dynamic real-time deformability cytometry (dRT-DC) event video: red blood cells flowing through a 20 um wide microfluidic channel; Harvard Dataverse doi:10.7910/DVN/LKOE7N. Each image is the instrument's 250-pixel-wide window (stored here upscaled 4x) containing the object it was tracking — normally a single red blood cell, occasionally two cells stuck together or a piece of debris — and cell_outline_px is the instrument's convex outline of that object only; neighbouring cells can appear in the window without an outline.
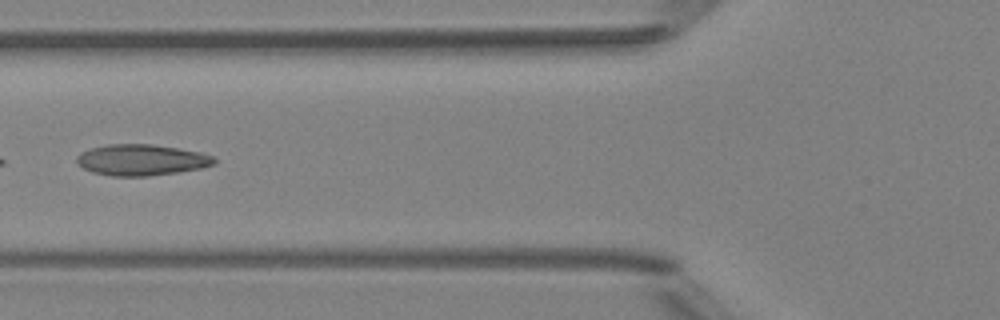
{"species": "Egyptian fruit bat (a non-hibernating species)", "species_latin": "Rousettus aegyptiacus", "temperature_condition": "room temperature", "stored_images_in_passage": 5, "camera_frame_rate_fps": 3000, "um_per_image_px": 0.085, "animal": {"sex": "female"}, "frame": {"image": 1, "passage_image": 5, "time_ms": 4.667, "image_size_px": [1000, 320], "cell_outline_px": [[216, 164], [200, 168], [180, 172], [148, 176], [112, 176], [92, 172], [84, 168], [76, 160], [76, 156], [80, 152], [92, 148], [108, 144], [152, 144], [200, 152], [212, 156], [216, 160]], "centroid_in_image_um": [12.03, 13.6], "position_along_channel_um": 113.8, "area_um2": 24.85}}